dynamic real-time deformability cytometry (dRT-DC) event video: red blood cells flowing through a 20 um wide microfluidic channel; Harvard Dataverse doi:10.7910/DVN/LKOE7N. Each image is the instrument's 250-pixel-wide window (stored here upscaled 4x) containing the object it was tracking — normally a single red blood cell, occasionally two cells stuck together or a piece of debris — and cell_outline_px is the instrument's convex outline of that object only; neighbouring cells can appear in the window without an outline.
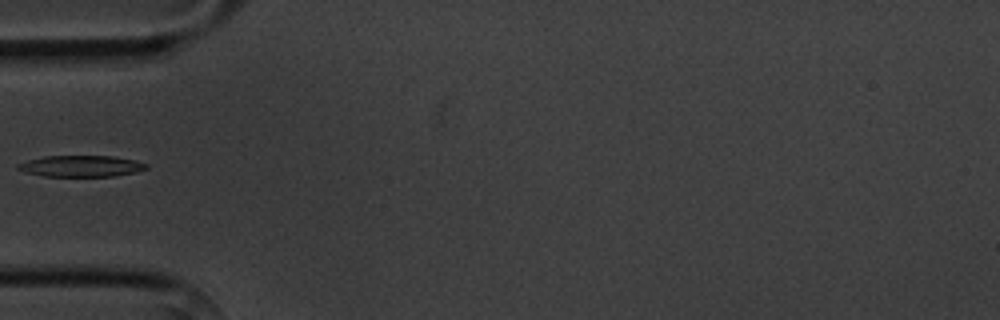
{"species": "common noctule bat (a hibernating species)", "species_latin": "Nyctalus noctula", "temperature_condition": "cold", "stored_images_in_passage": 5, "segment_of_instrument_passage": [2, 2], "camera_frame_rate_fps": 3000, "um_per_image_px": 0.085, "animal": {"sex": "male", "body_mass_g": 20.1, "forearm_length_mm": 53.5}, "frame": {"image": 1, "passage_image": 5, "time_ms": 5.667, "image_size_px": [1000, 320], "cell_outline_px": [[148, 168], [136, 172], [116, 176], [44, 176], [24, 172], [16, 168], [16, 164], [28, 160], [44, 156], [112, 156], [136, 160], [148, 164]], "centroid_in_image_um": [6.9, 14.12], "position_along_channel_um": 78.1, "area_um2": 16.01}}